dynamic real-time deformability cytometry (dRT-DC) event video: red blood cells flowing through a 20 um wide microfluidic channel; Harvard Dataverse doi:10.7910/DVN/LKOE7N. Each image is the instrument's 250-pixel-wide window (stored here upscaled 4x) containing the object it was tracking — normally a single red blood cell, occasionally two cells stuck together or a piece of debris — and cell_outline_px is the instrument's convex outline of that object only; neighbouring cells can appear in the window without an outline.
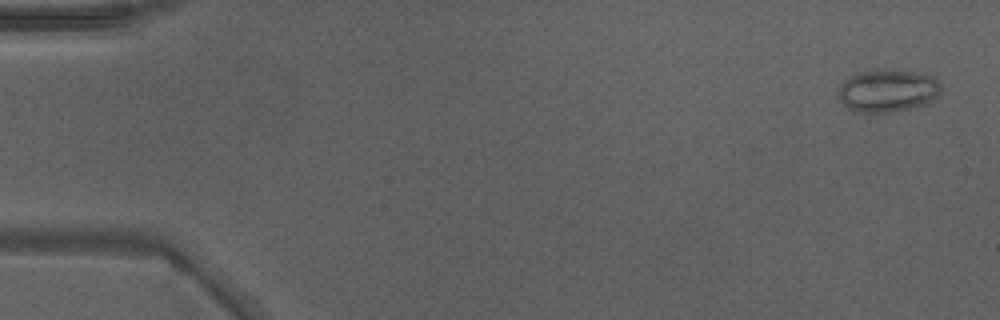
{"species": "Egyptian fruit bat (a non-hibernating species)", "species_latin": "Rousettus aegyptiacus", "temperature_condition": "warm", "stored_images_in_passage": 42, "camera_frame_rate_fps": 3000, "um_per_image_px": 0.085, "animal": {"sex": "male"}, "frame": {"image": 1, "passage_image": 2, "time_ms": 0.333, "image_size_px": [1000, 320], "cell_outline_px": [[940, 92], [928, 104], [888, 112], [860, 112], [848, 108], [836, 96], [840, 84], [844, 80], [860, 72], [876, 68], [884, 68], [912, 72], [932, 76], [940, 84]], "centroid_in_image_um": [75.41, 7.69], "position_along_channel_um": 9.6, "area_um2": 25.49}}
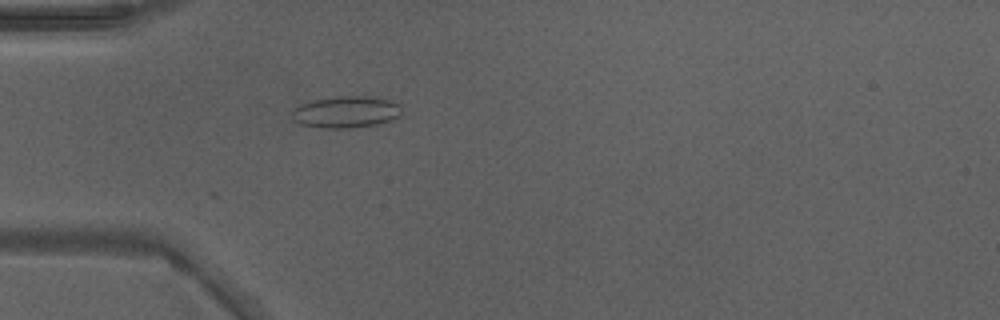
{"frame": {"image": 2, "passage_image": 15, "time_ms": 4.667, "image_size_px": [1000, 320], "cell_outline_px": [[400, 112], [396, 116], [388, 120], [376, 124], [352, 128], [320, 128], [300, 124], [292, 120], [292, 112], [300, 104], [312, 100], [336, 96], [376, 96], [388, 100], [396, 104]], "centroid_in_image_um": [29.32, 9.51], "position_along_channel_um": 55.7, "area_um2": 20.06}}
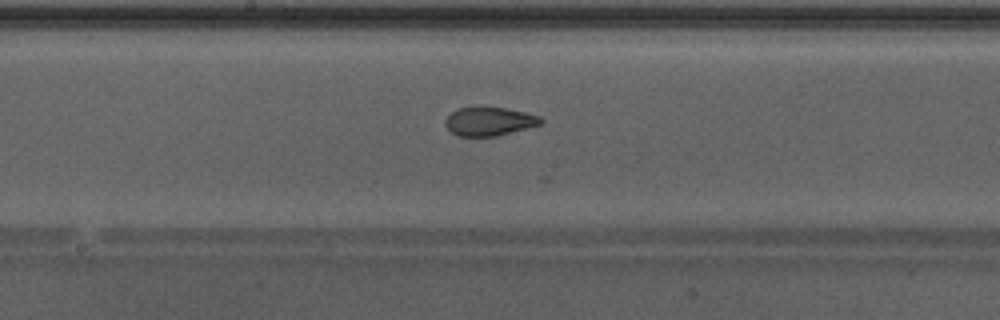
{"frame": {"image": 3, "passage_image": 26, "time_ms": 8.333, "image_size_px": [1000, 320], "cell_outline_px": [[544, 120], [540, 124], [496, 136], [460, 136], [452, 132], [444, 124], [444, 120], [456, 108], [476, 104], [480, 104], [508, 108], [540, 116]], "centroid_in_image_um": [41.54, 10.26], "position_along_channel_um": 206.7, "area_um2": 16.42}, "authors_computed_cell_mechanics": {"area_um2": 17.1955, "velocity_mm_per_s": 4.3138, "shape_relaxation_time_tau1_ms": null, "shape_relaxation_time_tau2_ms": 0.7625, "deformation_change_tau1": null, "deformation_change_tau2": 0.0675}}